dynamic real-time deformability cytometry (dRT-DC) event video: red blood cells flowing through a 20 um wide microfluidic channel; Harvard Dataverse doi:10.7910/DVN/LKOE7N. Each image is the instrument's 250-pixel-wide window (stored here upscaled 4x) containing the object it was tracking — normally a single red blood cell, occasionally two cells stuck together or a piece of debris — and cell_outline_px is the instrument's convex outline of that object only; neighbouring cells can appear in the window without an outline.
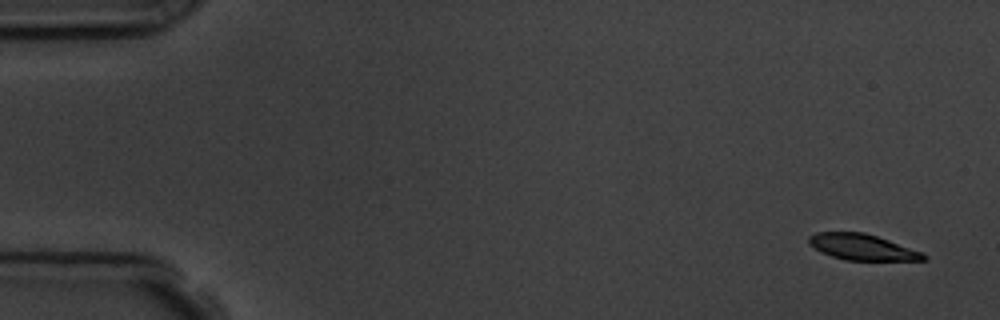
{"species": "common noctule bat (a hibernating species)", "species_latin": "Nyctalus noctula", "temperature_condition": "room temperature", "stored_images_in_passage": 5, "camera_frame_rate_fps": 3000, "um_per_image_px": 0.085, "animal": {"sex": "male", "body_mass_g": 19.5, "forearm_length_mm": 54.6}, "frame": {"image": 1, "passage_image": 1, "time_ms": 0.0, "image_size_px": [1000, 320], "cell_outline_px": [[928, 256], [924, 260], [844, 260], [820, 252], [808, 244], [808, 236], [816, 232], [864, 232], [924, 252]], "centroid_in_image_um": [73.27, 21.0], "position_along_channel_um": 11.7, "area_um2": 17.4}}
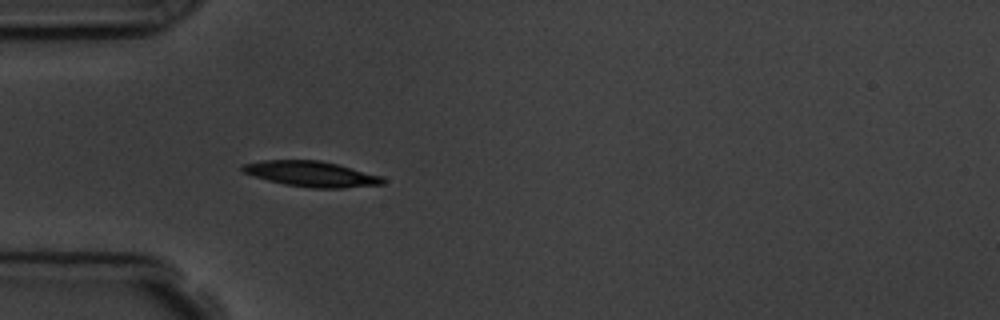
{"frame": {"image": 2, "passage_image": 5, "time_ms": 4.667, "image_size_px": [1000, 320], "cell_outline_px": [[384, 184], [340, 188], [312, 188], [284, 184], [268, 180], [244, 172], [240, 168], [240, 164], [264, 160], [320, 160], [336, 164], [380, 176], [384, 180]], "centroid_in_image_um": [26.41, 14.78], "position_along_channel_um": 58.6, "area_um2": 20.52}}